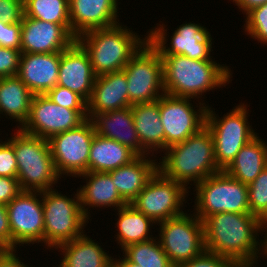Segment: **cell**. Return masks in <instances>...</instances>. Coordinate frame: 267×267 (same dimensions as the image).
<instances>
[{
  "label": "cell",
  "mask_w": 267,
  "mask_h": 267,
  "mask_svg": "<svg viewBox=\"0 0 267 267\" xmlns=\"http://www.w3.org/2000/svg\"><path fill=\"white\" fill-rule=\"evenodd\" d=\"M21 22L8 24L0 20V46L20 50Z\"/></svg>",
  "instance_id": "ab89813d"
},
{
  "label": "cell",
  "mask_w": 267,
  "mask_h": 267,
  "mask_svg": "<svg viewBox=\"0 0 267 267\" xmlns=\"http://www.w3.org/2000/svg\"><path fill=\"white\" fill-rule=\"evenodd\" d=\"M95 80L96 74L90 57L83 46L75 40L61 52L57 85L77 93L88 102Z\"/></svg>",
  "instance_id": "ac0fdd59"
},
{
  "label": "cell",
  "mask_w": 267,
  "mask_h": 267,
  "mask_svg": "<svg viewBox=\"0 0 267 267\" xmlns=\"http://www.w3.org/2000/svg\"><path fill=\"white\" fill-rule=\"evenodd\" d=\"M24 0H0V20L13 24L22 21Z\"/></svg>",
  "instance_id": "f35d334b"
},
{
  "label": "cell",
  "mask_w": 267,
  "mask_h": 267,
  "mask_svg": "<svg viewBox=\"0 0 267 267\" xmlns=\"http://www.w3.org/2000/svg\"><path fill=\"white\" fill-rule=\"evenodd\" d=\"M123 71L132 105L154 102L165 94L162 60L148 41L128 61Z\"/></svg>",
  "instance_id": "4fadbf2b"
},
{
  "label": "cell",
  "mask_w": 267,
  "mask_h": 267,
  "mask_svg": "<svg viewBox=\"0 0 267 267\" xmlns=\"http://www.w3.org/2000/svg\"><path fill=\"white\" fill-rule=\"evenodd\" d=\"M193 213L204 221L208 216L221 213H250L248 185L228 175L224 170L213 174L193 188Z\"/></svg>",
  "instance_id": "ba28073f"
},
{
  "label": "cell",
  "mask_w": 267,
  "mask_h": 267,
  "mask_svg": "<svg viewBox=\"0 0 267 267\" xmlns=\"http://www.w3.org/2000/svg\"><path fill=\"white\" fill-rule=\"evenodd\" d=\"M133 121L141 146L153 156L164 151V126L160 119L159 99L131 106ZM154 153L156 155H154Z\"/></svg>",
  "instance_id": "d4e9b609"
},
{
  "label": "cell",
  "mask_w": 267,
  "mask_h": 267,
  "mask_svg": "<svg viewBox=\"0 0 267 267\" xmlns=\"http://www.w3.org/2000/svg\"><path fill=\"white\" fill-rule=\"evenodd\" d=\"M66 196L56 188L42 191L45 250L54 251L59 245L83 235L89 219L83 213L79 191ZM87 223V224H86Z\"/></svg>",
  "instance_id": "8992f818"
},
{
  "label": "cell",
  "mask_w": 267,
  "mask_h": 267,
  "mask_svg": "<svg viewBox=\"0 0 267 267\" xmlns=\"http://www.w3.org/2000/svg\"><path fill=\"white\" fill-rule=\"evenodd\" d=\"M161 22V23H160ZM153 28L148 29L147 35L148 42L160 54V56L183 55L190 59L215 61L213 53L214 39L204 27L202 23H194V21L183 22L177 25V28L170 36L169 29L164 22L160 21ZM170 36V40L168 37ZM168 40L170 43L168 44ZM213 40V41H212ZM169 45V46H168Z\"/></svg>",
  "instance_id": "9c48e42d"
},
{
  "label": "cell",
  "mask_w": 267,
  "mask_h": 267,
  "mask_svg": "<svg viewBox=\"0 0 267 267\" xmlns=\"http://www.w3.org/2000/svg\"><path fill=\"white\" fill-rule=\"evenodd\" d=\"M21 51L0 46V77L17 76Z\"/></svg>",
  "instance_id": "74e56055"
},
{
  "label": "cell",
  "mask_w": 267,
  "mask_h": 267,
  "mask_svg": "<svg viewBox=\"0 0 267 267\" xmlns=\"http://www.w3.org/2000/svg\"><path fill=\"white\" fill-rule=\"evenodd\" d=\"M17 253V250H0V267H34L20 260Z\"/></svg>",
  "instance_id": "7bdbcfd3"
},
{
  "label": "cell",
  "mask_w": 267,
  "mask_h": 267,
  "mask_svg": "<svg viewBox=\"0 0 267 267\" xmlns=\"http://www.w3.org/2000/svg\"><path fill=\"white\" fill-rule=\"evenodd\" d=\"M85 120L78 111L55 104L45 94H35L29 117L20 129L49 140L56 134L78 127Z\"/></svg>",
  "instance_id": "2e32d148"
},
{
  "label": "cell",
  "mask_w": 267,
  "mask_h": 267,
  "mask_svg": "<svg viewBox=\"0 0 267 267\" xmlns=\"http://www.w3.org/2000/svg\"><path fill=\"white\" fill-rule=\"evenodd\" d=\"M55 250L61 251L60 267H104L113 258L87 233L59 245Z\"/></svg>",
  "instance_id": "484cf974"
},
{
  "label": "cell",
  "mask_w": 267,
  "mask_h": 267,
  "mask_svg": "<svg viewBox=\"0 0 267 267\" xmlns=\"http://www.w3.org/2000/svg\"><path fill=\"white\" fill-rule=\"evenodd\" d=\"M236 264L227 257L204 250L199 256L179 263L175 267H235Z\"/></svg>",
  "instance_id": "d590c367"
},
{
  "label": "cell",
  "mask_w": 267,
  "mask_h": 267,
  "mask_svg": "<svg viewBox=\"0 0 267 267\" xmlns=\"http://www.w3.org/2000/svg\"><path fill=\"white\" fill-rule=\"evenodd\" d=\"M119 0H69L71 32L77 38L81 34L101 28H109L120 22Z\"/></svg>",
  "instance_id": "d6986e66"
},
{
  "label": "cell",
  "mask_w": 267,
  "mask_h": 267,
  "mask_svg": "<svg viewBox=\"0 0 267 267\" xmlns=\"http://www.w3.org/2000/svg\"><path fill=\"white\" fill-rule=\"evenodd\" d=\"M12 233V250L43 244L44 218L42 192L21 191L6 205ZM18 246V247H17Z\"/></svg>",
  "instance_id": "9a60e30c"
},
{
  "label": "cell",
  "mask_w": 267,
  "mask_h": 267,
  "mask_svg": "<svg viewBox=\"0 0 267 267\" xmlns=\"http://www.w3.org/2000/svg\"><path fill=\"white\" fill-rule=\"evenodd\" d=\"M189 193L183 184L168 179L158 170L130 204L158 224L183 214L186 203L190 204Z\"/></svg>",
  "instance_id": "8fae6325"
},
{
  "label": "cell",
  "mask_w": 267,
  "mask_h": 267,
  "mask_svg": "<svg viewBox=\"0 0 267 267\" xmlns=\"http://www.w3.org/2000/svg\"><path fill=\"white\" fill-rule=\"evenodd\" d=\"M120 257V267H141L138 264L130 262L124 255Z\"/></svg>",
  "instance_id": "f6af8a7d"
},
{
  "label": "cell",
  "mask_w": 267,
  "mask_h": 267,
  "mask_svg": "<svg viewBox=\"0 0 267 267\" xmlns=\"http://www.w3.org/2000/svg\"><path fill=\"white\" fill-rule=\"evenodd\" d=\"M116 235L115 241L119 248L124 249L126 246L134 243L149 241L154 238L153 230L157 224L144 213L138 211L132 204H126L115 210ZM152 226V227H151ZM118 231V232H117Z\"/></svg>",
  "instance_id": "83f0119b"
},
{
  "label": "cell",
  "mask_w": 267,
  "mask_h": 267,
  "mask_svg": "<svg viewBox=\"0 0 267 267\" xmlns=\"http://www.w3.org/2000/svg\"><path fill=\"white\" fill-rule=\"evenodd\" d=\"M188 212L157 224L156 237L174 266L190 261L205 250L203 221L193 211Z\"/></svg>",
  "instance_id": "30bf717a"
},
{
  "label": "cell",
  "mask_w": 267,
  "mask_h": 267,
  "mask_svg": "<svg viewBox=\"0 0 267 267\" xmlns=\"http://www.w3.org/2000/svg\"><path fill=\"white\" fill-rule=\"evenodd\" d=\"M78 178H82L84 185L78 188L81 208L85 216L90 220L89 208L96 210L104 208H114L117 210L128 204L118 192L109 172H86ZM98 208V209H97Z\"/></svg>",
  "instance_id": "7402d4cb"
},
{
  "label": "cell",
  "mask_w": 267,
  "mask_h": 267,
  "mask_svg": "<svg viewBox=\"0 0 267 267\" xmlns=\"http://www.w3.org/2000/svg\"><path fill=\"white\" fill-rule=\"evenodd\" d=\"M160 57L166 94L189 97L204 103V94L232 83L233 71L226 64L190 59L183 55Z\"/></svg>",
  "instance_id": "7a4b0ae2"
},
{
  "label": "cell",
  "mask_w": 267,
  "mask_h": 267,
  "mask_svg": "<svg viewBox=\"0 0 267 267\" xmlns=\"http://www.w3.org/2000/svg\"><path fill=\"white\" fill-rule=\"evenodd\" d=\"M95 132L129 147L138 156L150 155L142 146L136 132L131 106L96 114L91 118Z\"/></svg>",
  "instance_id": "603a6c76"
},
{
  "label": "cell",
  "mask_w": 267,
  "mask_h": 267,
  "mask_svg": "<svg viewBox=\"0 0 267 267\" xmlns=\"http://www.w3.org/2000/svg\"><path fill=\"white\" fill-rule=\"evenodd\" d=\"M249 106L241 102L220 118L215 108L208 105L205 126L212 135L214 156L220 170H225L240 149L259 135L248 122Z\"/></svg>",
  "instance_id": "52a82bcc"
},
{
  "label": "cell",
  "mask_w": 267,
  "mask_h": 267,
  "mask_svg": "<svg viewBox=\"0 0 267 267\" xmlns=\"http://www.w3.org/2000/svg\"><path fill=\"white\" fill-rule=\"evenodd\" d=\"M76 37L70 24H55L23 16L21 21V53H55L67 49Z\"/></svg>",
  "instance_id": "e0dca14e"
},
{
  "label": "cell",
  "mask_w": 267,
  "mask_h": 267,
  "mask_svg": "<svg viewBox=\"0 0 267 267\" xmlns=\"http://www.w3.org/2000/svg\"><path fill=\"white\" fill-rule=\"evenodd\" d=\"M138 155L121 143L95 133L88 160V172H109L133 161Z\"/></svg>",
  "instance_id": "f1b7e54d"
},
{
  "label": "cell",
  "mask_w": 267,
  "mask_h": 267,
  "mask_svg": "<svg viewBox=\"0 0 267 267\" xmlns=\"http://www.w3.org/2000/svg\"><path fill=\"white\" fill-rule=\"evenodd\" d=\"M191 99L166 93L159 98L160 119L164 126V150L185 141L205 127L209 103L200 100L196 103V99Z\"/></svg>",
  "instance_id": "7c38bea8"
},
{
  "label": "cell",
  "mask_w": 267,
  "mask_h": 267,
  "mask_svg": "<svg viewBox=\"0 0 267 267\" xmlns=\"http://www.w3.org/2000/svg\"><path fill=\"white\" fill-rule=\"evenodd\" d=\"M157 158L159 157L153 155L137 156L130 163L109 171L120 196L128 204L137 197L158 171Z\"/></svg>",
  "instance_id": "cb8c5ba5"
},
{
  "label": "cell",
  "mask_w": 267,
  "mask_h": 267,
  "mask_svg": "<svg viewBox=\"0 0 267 267\" xmlns=\"http://www.w3.org/2000/svg\"><path fill=\"white\" fill-rule=\"evenodd\" d=\"M21 191L17 178L0 176V205H7Z\"/></svg>",
  "instance_id": "60d3db41"
},
{
  "label": "cell",
  "mask_w": 267,
  "mask_h": 267,
  "mask_svg": "<svg viewBox=\"0 0 267 267\" xmlns=\"http://www.w3.org/2000/svg\"><path fill=\"white\" fill-rule=\"evenodd\" d=\"M118 258L117 255L115 258L113 256V258H111L104 267H120V255L118 256Z\"/></svg>",
  "instance_id": "bcb514c9"
},
{
  "label": "cell",
  "mask_w": 267,
  "mask_h": 267,
  "mask_svg": "<svg viewBox=\"0 0 267 267\" xmlns=\"http://www.w3.org/2000/svg\"><path fill=\"white\" fill-rule=\"evenodd\" d=\"M267 166V142L258 135L245 144L224 170L245 185L251 184Z\"/></svg>",
  "instance_id": "f546056e"
},
{
  "label": "cell",
  "mask_w": 267,
  "mask_h": 267,
  "mask_svg": "<svg viewBox=\"0 0 267 267\" xmlns=\"http://www.w3.org/2000/svg\"><path fill=\"white\" fill-rule=\"evenodd\" d=\"M95 133L94 124L88 118L78 127L56 134L48 140L60 177L77 178L88 172L90 147Z\"/></svg>",
  "instance_id": "5bb4252c"
},
{
  "label": "cell",
  "mask_w": 267,
  "mask_h": 267,
  "mask_svg": "<svg viewBox=\"0 0 267 267\" xmlns=\"http://www.w3.org/2000/svg\"><path fill=\"white\" fill-rule=\"evenodd\" d=\"M0 250H12V233L6 205H0Z\"/></svg>",
  "instance_id": "b9f144b4"
},
{
  "label": "cell",
  "mask_w": 267,
  "mask_h": 267,
  "mask_svg": "<svg viewBox=\"0 0 267 267\" xmlns=\"http://www.w3.org/2000/svg\"><path fill=\"white\" fill-rule=\"evenodd\" d=\"M203 225L206 251L230 258L235 264L265 258V239H259V234L265 235V224L251 213H215Z\"/></svg>",
  "instance_id": "6da1fadb"
},
{
  "label": "cell",
  "mask_w": 267,
  "mask_h": 267,
  "mask_svg": "<svg viewBox=\"0 0 267 267\" xmlns=\"http://www.w3.org/2000/svg\"><path fill=\"white\" fill-rule=\"evenodd\" d=\"M6 140L13 146L17 160V179L22 191H46L58 187L59 176L48 140L21 129Z\"/></svg>",
  "instance_id": "5b68a950"
},
{
  "label": "cell",
  "mask_w": 267,
  "mask_h": 267,
  "mask_svg": "<svg viewBox=\"0 0 267 267\" xmlns=\"http://www.w3.org/2000/svg\"><path fill=\"white\" fill-rule=\"evenodd\" d=\"M121 252L130 262L141 267H175L162 249L157 237L149 241L130 244Z\"/></svg>",
  "instance_id": "4dcf8cb0"
},
{
  "label": "cell",
  "mask_w": 267,
  "mask_h": 267,
  "mask_svg": "<svg viewBox=\"0 0 267 267\" xmlns=\"http://www.w3.org/2000/svg\"><path fill=\"white\" fill-rule=\"evenodd\" d=\"M34 94L17 77H2L0 81V118L17 122L20 129L27 121ZM4 115V116H1Z\"/></svg>",
  "instance_id": "4316f807"
},
{
  "label": "cell",
  "mask_w": 267,
  "mask_h": 267,
  "mask_svg": "<svg viewBox=\"0 0 267 267\" xmlns=\"http://www.w3.org/2000/svg\"><path fill=\"white\" fill-rule=\"evenodd\" d=\"M131 29V30H130ZM127 25L89 30L76 38L87 51L96 76L122 71L148 41Z\"/></svg>",
  "instance_id": "277c9868"
},
{
  "label": "cell",
  "mask_w": 267,
  "mask_h": 267,
  "mask_svg": "<svg viewBox=\"0 0 267 267\" xmlns=\"http://www.w3.org/2000/svg\"><path fill=\"white\" fill-rule=\"evenodd\" d=\"M55 104L78 111L85 119H88L87 102L77 93L62 87L55 86L45 94Z\"/></svg>",
  "instance_id": "e575fe53"
},
{
  "label": "cell",
  "mask_w": 267,
  "mask_h": 267,
  "mask_svg": "<svg viewBox=\"0 0 267 267\" xmlns=\"http://www.w3.org/2000/svg\"><path fill=\"white\" fill-rule=\"evenodd\" d=\"M265 235L263 236V238L265 239V259L267 257V223L265 224Z\"/></svg>",
  "instance_id": "c3c4849f"
},
{
  "label": "cell",
  "mask_w": 267,
  "mask_h": 267,
  "mask_svg": "<svg viewBox=\"0 0 267 267\" xmlns=\"http://www.w3.org/2000/svg\"><path fill=\"white\" fill-rule=\"evenodd\" d=\"M244 33L253 40L267 46V3L253 8L245 16Z\"/></svg>",
  "instance_id": "836d02e7"
},
{
  "label": "cell",
  "mask_w": 267,
  "mask_h": 267,
  "mask_svg": "<svg viewBox=\"0 0 267 267\" xmlns=\"http://www.w3.org/2000/svg\"><path fill=\"white\" fill-rule=\"evenodd\" d=\"M158 160V170L168 179L183 184L187 189L207 177L219 173L214 156V142L205 126L181 143L163 151ZM191 185L188 187V185Z\"/></svg>",
  "instance_id": "3957f363"
},
{
  "label": "cell",
  "mask_w": 267,
  "mask_h": 267,
  "mask_svg": "<svg viewBox=\"0 0 267 267\" xmlns=\"http://www.w3.org/2000/svg\"><path fill=\"white\" fill-rule=\"evenodd\" d=\"M132 106L128 99V84L125 72L117 71L96 76L92 95L87 102V114L94 115Z\"/></svg>",
  "instance_id": "44dd1931"
},
{
  "label": "cell",
  "mask_w": 267,
  "mask_h": 267,
  "mask_svg": "<svg viewBox=\"0 0 267 267\" xmlns=\"http://www.w3.org/2000/svg\"><path fill=\"white\" fill-rule=\"evenodd\" d=\"M24 16L55 24H70L69 0H24Z\"/></svg>",
  "instance_id": "1f68e13d"
},
{
  "label": "cell",
  "mask_w": 267,
  "mask_h": 267,
  "mask_svg": "<svg viewBox=\"0 0 267 267\" xmlns=\"http://www.w3.org/2000/svg\"><path fill=\"white\" fill-rule=\"evenodd\" d=\"M230 1H232L233 4L238 7V10H240L242 14L245 15L248 12H250L253 8L259 7L267 3V0H230Z\"/></svg>",
  "instance_id": "ee69618b"
},
{
  "label": "cell",
  "mask_w": 267,
  "mask_h": 267,
  "mask_svg": "<svg viewBox=\"0 0 267 267\" xmlns=\"http://www.w3.org/2000/svg\"><path fill=\"white\" fill-rule=\"evenodd\" d=\"M61 52L21 53L17 77L35 94L57 86Z\"/></svg>",
  "instance_id": "ffe728a7"
},
{
  "label": "cell",
  "mask_w": 267,
  "mask_h": 267,
  "mask_svg": "<svg viewBox=\"0 0 267 267\" xmlns=\"http://www.w3.org/2000/svg\"><path fill=\"white\" fill-rule=\"evenodd\" d=\"M259 262H255V263H246V264H236L235 267H258Z\"/></svg>",
  "instance_id": "7dc6e473"
},
{
  "label": "cell",
  "mask_w": 267,
  "mask_h": 267,
  "mask_svg": "<svg viewBox=\"0 0 267 267\" xmlns=\"http://www.w3.org/2000/svg\"><path fill=\"white\" fill-rule=\"evenodd\" d=\"M17 160L13 146L0 139V176L17 178Z\"/></svg>",
  "instance_id": "8d00e7d4"
},
{
  "label": "cell",
  "mask_w": 267,
  "mask_h": 267,
  "mask_svg": "<svg viewBox=\"0 0 267 267\" xmlns=\"http://www.w3.org/2000/svg\"><path fill=\"white\" fill-rule=\"evenodd\" d=\"M248 203L250 213L267 223V166L248 185Z\"/></svg>",
  "instance_id": "d6a6232c"
}]
</instances>
